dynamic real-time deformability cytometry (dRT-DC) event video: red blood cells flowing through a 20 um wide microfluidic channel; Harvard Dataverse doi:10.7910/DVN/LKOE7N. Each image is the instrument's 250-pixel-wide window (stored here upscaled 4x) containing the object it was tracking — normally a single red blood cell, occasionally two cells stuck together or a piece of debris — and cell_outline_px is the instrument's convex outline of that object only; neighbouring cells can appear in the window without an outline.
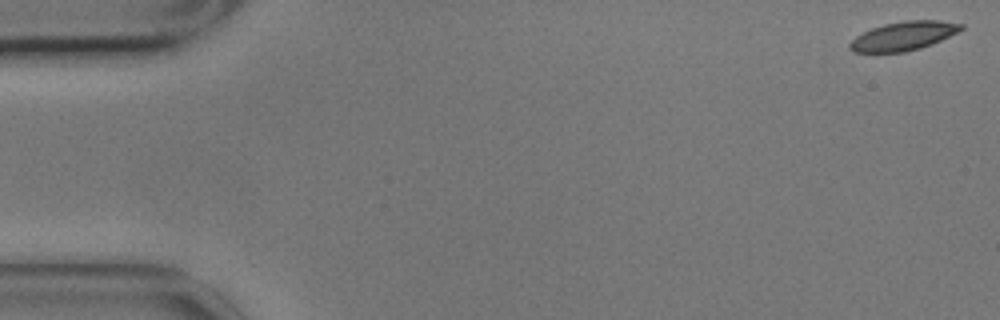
{"species": "common noctule bat (a hibernating species)", "species_latin": "Nyctalus noctula", "temperature_condition": "cold", "stored_images_in_passage": 57, "camera_frame_rate_fps": 3000, "um_per_image_px": 0.085, "animal": {"sex": "male", "body_mass_g": 17.9}, "frame": {"image": 1, "passage_image": 1, "time_ms": 0.0, "image_size_px": [1000, 320], "cell_outline_px": [[964, 28], [932, 44], [920, 48], [904, 52], [852, 52], [848, 48], [848, 44], [856, 36], [872, 28], [884, 24], [904, 20], [940, 20], [964, 24]], "centroid_in_image_um": [76.78, 3.05], "position_along_channel_um": 8.2, "area_um2": 18.61}}
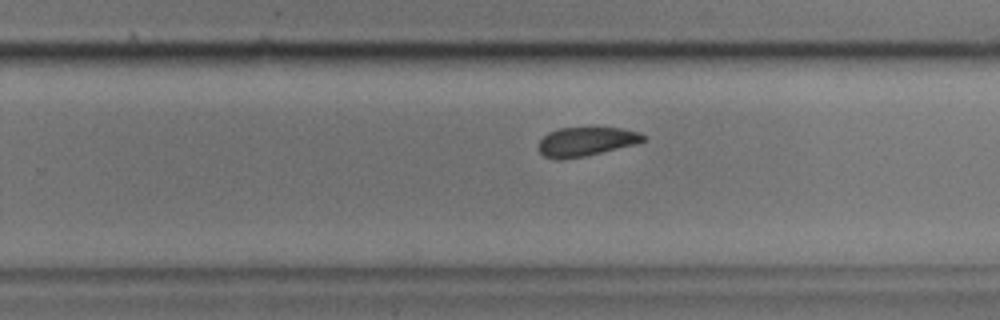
{"frame": {"image": 2, "passage_image": 36, "time_ms": 11.667, "image_size_px": [1000, 320], "cell_outline_px": [[648, 140], [636, 144], [584, 156], [564, 160], [556, 160], [544, 156], [540, 152], [540, 140], [548, 132], [556, 128], [592, 124], [596, 124], [620, 128], [640, 132], [648, 136]], "centroid_in_image_um": [49.87, 11.97], "position_along_channel_um": 279.9, "area_um2": 18.79}}
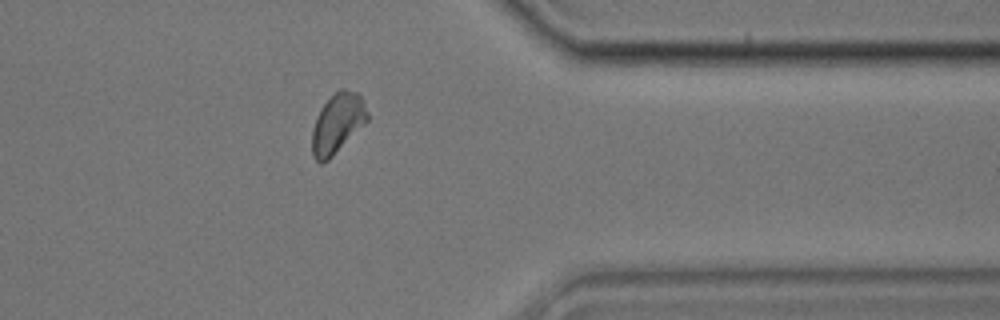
{"frame": {"image": 3, "passage_image": 46, "time_ms": 15.0, "image_size_px": [1000, 320], "cell_outline_px": [[368, 120], [328, 160], [320, 164], [312, 156], [312, 128], [316, 116], [320, 108], [340, 88], [344, 88], [356, 92], [360, 96], [368, 112]], "centroid_in_image_um": [28.66, 10.49], "position_along_channel_um": 382.7, "area_um2": 19.07}, "authors_computed_cell_mechanics": {"area_um2": 19.363, "velocity_mm_per_s": 3.4517, "shape_relaxation_time_tau1_ms": 3.4865, "shape_relaxation_time_tau2_ms": 3.1876, "deformation_change_tau1": 0.0855, "deformation_change_tau2": 0.0804}}